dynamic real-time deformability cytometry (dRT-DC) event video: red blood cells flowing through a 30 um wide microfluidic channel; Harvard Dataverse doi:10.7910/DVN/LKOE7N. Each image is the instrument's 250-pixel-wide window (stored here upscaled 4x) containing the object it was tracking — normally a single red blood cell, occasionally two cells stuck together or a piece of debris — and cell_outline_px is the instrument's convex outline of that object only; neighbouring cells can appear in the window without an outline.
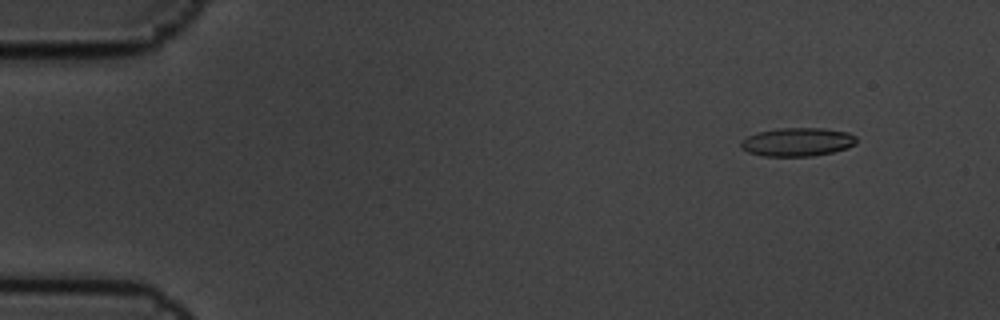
{"species": "common noctule bat (a hibernating species)", "species_latin": "Nyctalus noctula", "temperature_condition": "cold", "stored_images_in_passage": 10, "camera_frame_rate_fps": 3000, "um_per_image_px": 0.085, "animal": {"sex": "male", "body_mass_g": 19.5, "forearm_length_mm": 54.6}, "frame": {"image": 1, "passage_image": 1, "time_ms": 0.0, "image_size_px": [1000, 320], "cell_outline_px": [[856, 144], [848, 148], [832, 152], [812, 156], [764, 156], [748, 152], [740, 148], [740, 140], [756, 132], [776, 128], [824, 128], [848, 132], [856, 136]], "centroid_in_image_um": [67.76, 12.06], "position_along_channel_um": 17.2, "area_um2": 19.42}}
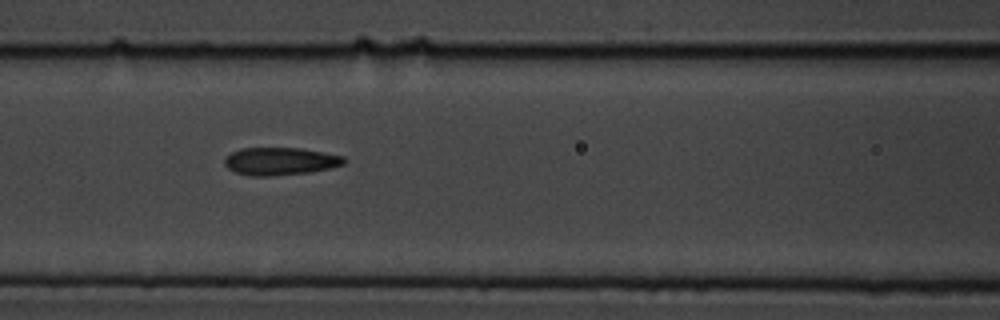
{"frame": {"image": 2, "passage_image": 7, "time_ms": 2.0, "image_size_px": [1000, 320], "cell_outline_px": [[344, 164], [328, 168], [308, 172], [268, 176], [252, 176], [236, 172], [228, 168], [224, 164], [224, 156], [240, 148], [300, 148], [324, 152], [344, 156]], "centroid_in_image_um": [23.77, 13.69], "position_along_channel_um": 142.8, "area_um2": 19.13}}
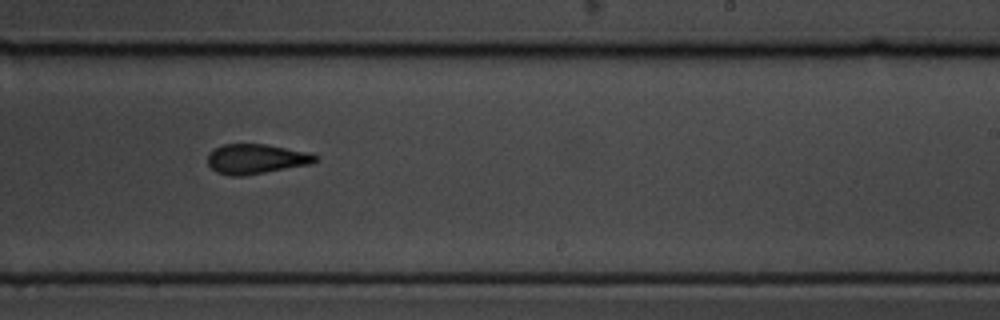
{"frame": {"image": 3, "passage_image": 10, "time_ms": 3.0, "image_size_px": [1000, 320], "cell_outline_px": [[316, 160], [312, 164], [244, 176], [228, 176], [216, 172], [208, 164], [208, 152], [212, 148], [224, 144], [264, 144], [308, 152], [316, 156]], "centroid_in_image_um": [21.71, 13.51], "position_along_channel_um": 267.3, "area_um2": 18.79}}